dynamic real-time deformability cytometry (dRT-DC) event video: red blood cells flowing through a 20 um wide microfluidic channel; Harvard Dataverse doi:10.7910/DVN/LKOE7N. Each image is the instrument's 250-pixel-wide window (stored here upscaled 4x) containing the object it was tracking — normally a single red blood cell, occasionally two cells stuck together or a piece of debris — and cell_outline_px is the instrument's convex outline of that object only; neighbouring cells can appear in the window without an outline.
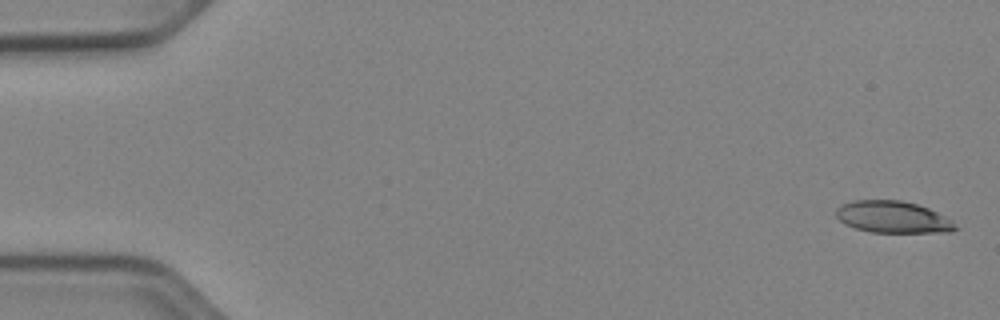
{"species": "Egyptian fruit bat (a non-hibernating species)", "species_latin": "Rousettus aegyptiacus", "temperature_condition": "cold", "stored_images_in_passage": 53, "camera_frame_rate_fps": 3000, "um_per_image_px": 0.085, "animal": {"sex": "female"}, "frame": {"image": 1, "passage_image": 1, "time_ms": 0.0, "image_size_px": [1000, 320], "cell_outline_px": [[960, 228], [948, 232], [872, 232], [856, 228], [844, 224], [836, 216], [836, 208], [840, 204], [852, 200], [900, 200], [916, 204], [928, 208], [952, 220]], "centroid_in_image_um": [75.87, 18.44], "position_along_channel_um": 9.1, "area_um2": 22.14}}
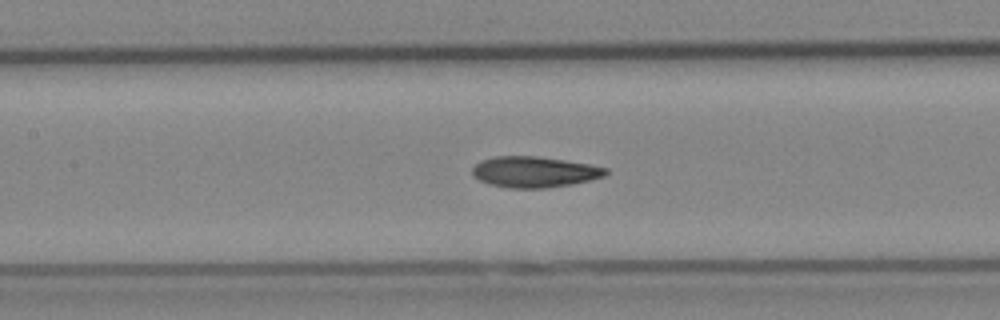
{"frame": {"image": 2, "passage_image": 24, "time_ms": 7.667, "image_size_px": [1000, 320], "cell_outline_px": [[608, 172], [604, 176], [572, 184], [548, 188], [508, 188], [488, 184], [472, 176], [472, 168], [480, 160], [496, 156], [536, 156], [564, 160], [588, 164], [608, 168]], "centroid_in_image_um": [45.38, 14.62], "position_along_channel_um": 162.0, "area_um2": 24.04}}
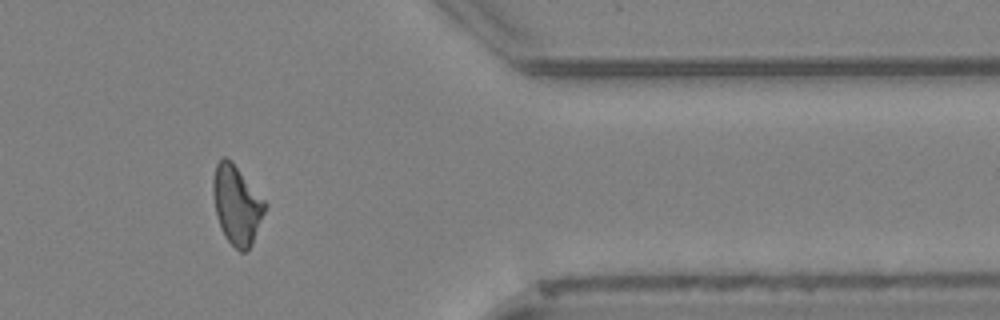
{"frame": {"image": 3, "passage_image": 43, "time_ms": 14.0, "image_size_px": [1000, 320], "cell_outline_px": [[268, 204], [252, 244], [244, 252], [240, 252], [224, 236], [216, 216], [212, 192], [212, 180], [216, 164], [224, 156], [232, 160]], "centroid_in_image_um": [20.12, 17.39], "position_along_channel_um": 391.3, "area_um2": 23.99}, "authors_computed_cell_mechanics": {"area_um2": 23.4668, "velocity_mm_per_s": 3.9255, "shape_relaxation_time_tau1_ms": 6.6772, "shape_relaxation_time_tau2_ms": 4.4222, "deformation_change_tau1": 0.1768, "deformation_change_tau2": 0.116}}